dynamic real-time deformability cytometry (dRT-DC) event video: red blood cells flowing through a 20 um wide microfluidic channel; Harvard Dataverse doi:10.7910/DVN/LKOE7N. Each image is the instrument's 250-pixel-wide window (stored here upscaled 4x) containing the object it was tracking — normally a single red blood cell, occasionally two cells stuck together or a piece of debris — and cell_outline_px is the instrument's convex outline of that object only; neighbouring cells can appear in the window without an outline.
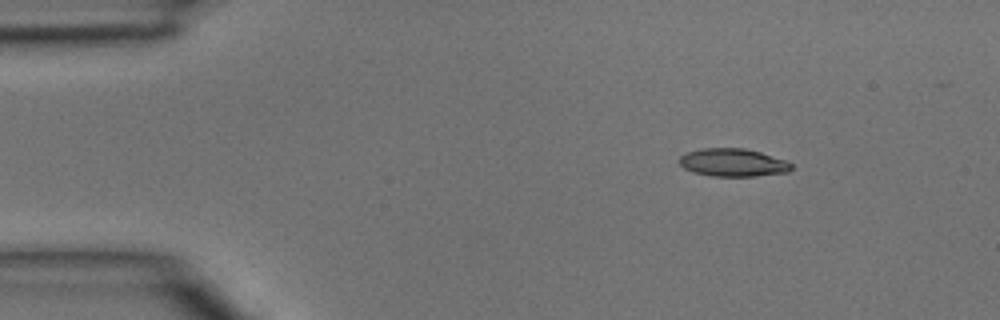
{"species": "common noctule bat (a hibernating species)", "species_latin": "Nyctalus noctula", "temperature_condition": "room temperature", "stored_images_in_passage": 3, "camera_frame_rate_fps": 3000, "um_per_image_px": 0.085, "animal": {"sex": "male", "body_mass_g": 15.6}, "frame": {"image": 1, "passage_image": 1, "time_ms": 0.0, "image_size_px": [1000, 320], "cell_outline_px": [[792, 168], [788, 172], [756, 176], [712, 176], [692, 172], [684, 168], [680, 164], [680, 156], [688, 152], [700, 148], [744, 148], [760, 152], [788, 160], [792, 164]], "centroid_in_image_um": [62.32, 13.81], "position_along_channel_um": 22.7, "area_um2": 18.32}}
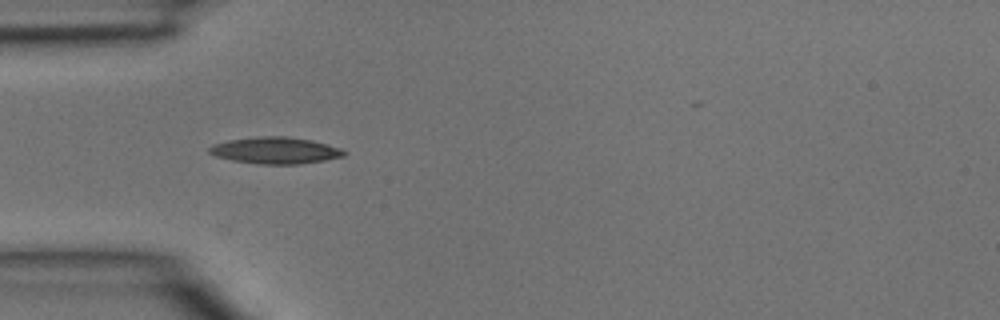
{"frame": {"image": 2, "passage_image": 3, "time_ms": 0.667, "image_size_px": [1000, 320], "cell_outline_px": [[348, 152], [344, 156], [324, 160], [300, 164], [260, 164], [232, 160], [216, 156], [208, 152], [208, 148], [212, 144], [228, 140], [260, 136], [288, 136], [312, 140], [328, 144], [340, 148]], "centroid_in_image_um": [23.41, 12.78], "position_along_channel_um": 61.6, "area_um2": 20.98}}